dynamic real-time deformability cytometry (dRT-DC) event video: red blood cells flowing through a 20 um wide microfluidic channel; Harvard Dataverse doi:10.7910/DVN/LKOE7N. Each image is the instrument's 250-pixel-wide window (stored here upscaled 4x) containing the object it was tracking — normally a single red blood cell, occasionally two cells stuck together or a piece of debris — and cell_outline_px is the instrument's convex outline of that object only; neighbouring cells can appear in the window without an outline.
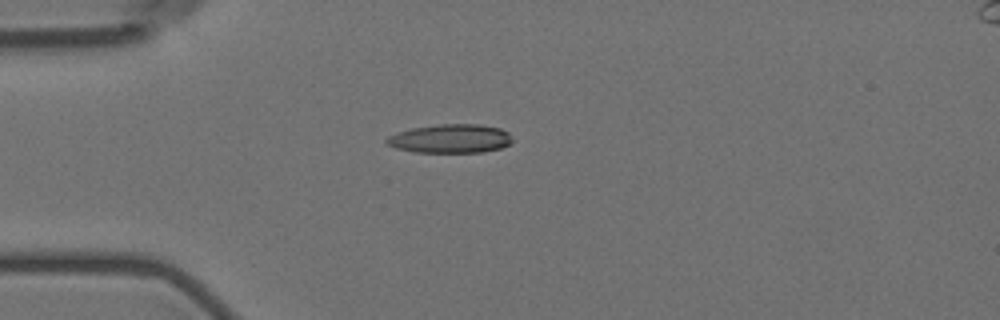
{"species": "Egyptian fruit bat (a non-hibernating species)", "species_latin": "Rousettus aegyptiacus", "temperature_condition": "room temperature", "stored_images_in_passage": 6, "camera_frame_rate_fps": 3000, "um_per_image_px": 0.085, "animal": {"sex": "female"}, "frame": {"image": 1, "passage_image": 1, "time_ms": 0.0, "image_size_px": [1000, 320], "cell_outline_px": [[512, 140], [508, 144], [500, 148], [484, 152], [412, 152], [396, 148], [384, 144], [384, 140], [388, 136], [396, 132], [412, 128], [440, 124], [480, 124], [500, 128], [508, 132]], "centroid_in_image_um": [38.23, 11.78], "position_along_channel_um": 46.8, "area_um2": 21.21}}
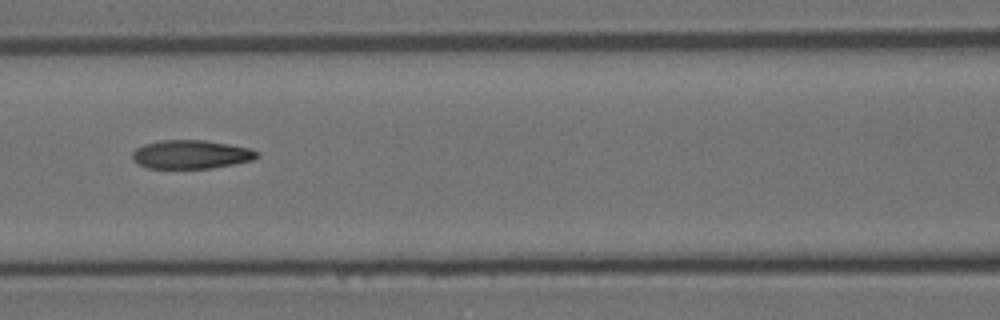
{"frame": {"image": 2, "passage_image": 4, "time_ms": 3.333, "image_size_px": [1000, 320], "cell_outline_px": [[260, 156], [252, 160], [212, 168], [148, 168], [132, 160], [132, 152], [136, 148], [144, 144], [160, 140], [204, 140], [228, 144], [248, 148], [260, 152]], "centroid_in_image_um": [16.23, 13.12], "position_along_channel_um": 150.4, "area_um2": 20.75}}
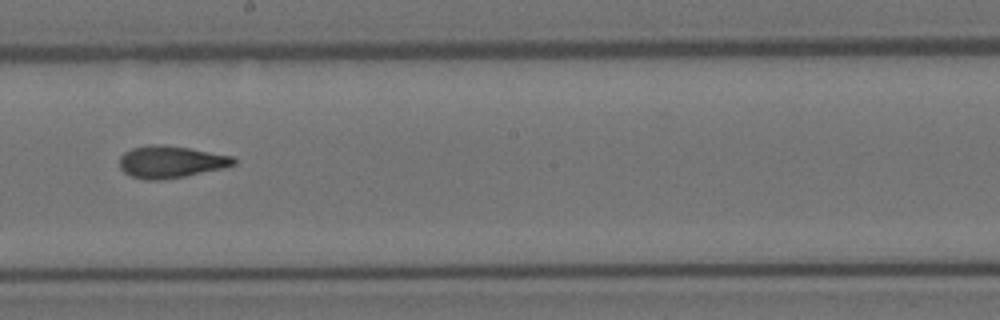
{"frame": {"image": 3, "passage_image": 6, "time_ms": 5.667, "image_size_px": [1000, 320], "cell_outline_px": [[236, 164], [224, 168], [184, 176], [160, 180], [144, 180], [132, 176], [124, 172], [120, 168], [120, 156], [124, 152], [132, 148], [152, 144], [160, 144], [188, 148], [232, 156], [236, 160]], "centroid_in_image_um": [14.5, 13.76], "position_along_channel_um": 233.7, "area_um2": 21.21}}